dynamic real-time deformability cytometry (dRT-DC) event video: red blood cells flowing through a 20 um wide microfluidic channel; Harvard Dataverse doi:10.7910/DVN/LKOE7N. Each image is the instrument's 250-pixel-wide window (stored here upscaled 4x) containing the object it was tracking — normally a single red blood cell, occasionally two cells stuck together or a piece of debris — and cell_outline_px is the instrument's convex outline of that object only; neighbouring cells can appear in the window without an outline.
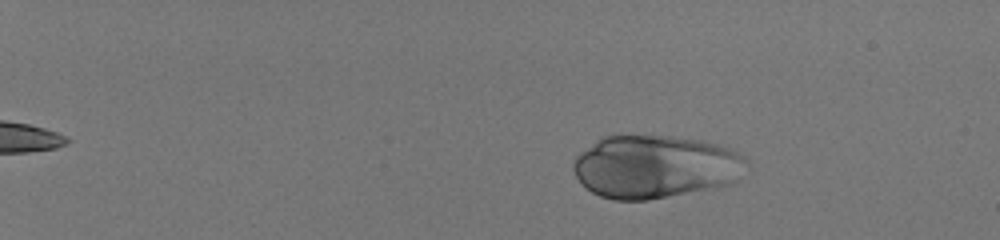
{"species": "human", "species_latin": "Homo sapiens", "temperature_condition": "room temperature", "stored_images_in_passage": 47, "camera_frame_rate_fps": 3000, "um_per_image_px": 0.085, "donor": {"sex": "male"}, "frame": {"image": 1, "passage_image": 2, "time_ms": 0.333, "image_size_px": [1000, 240], "cell_outline_px": [[748, 164], [736, 180], [732, 184], [648, 200], [612, 200], [600, 196], [584, 188], [576, 176], [572, 168], [572, 164], [576, 156], [580, 152], [596, 140], [604, 136], [672, 136], [700, 140], [716, 144], [728, 148], [744, 156], [748, 160]], "centroid_in_image_um": [55.66, 14.17], "position_along_channel_um": 29.3, "area_um2": 63.7}}
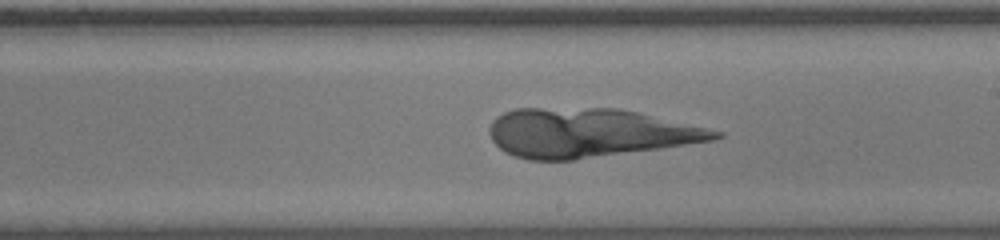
{"frame": {"image": 2, "passage_image": 29, "time_ms": 9.333, "image_size_px": [1000, 240], "cell_outline_px": [[724, 136], [712, 140], [660, 148], [572, 160], [528, 160], [512, 156], [504, 152], [492, 140], [488, 132], [488, 128], [492, 120], [496, 116], [504, 112], [516, 108], [616, 108], [636, 112], [724, 132]], "centroid_in_image_um": [49.98, 11.29], "position_along_channel_um": 239.0, "area_um2": 63.98}}
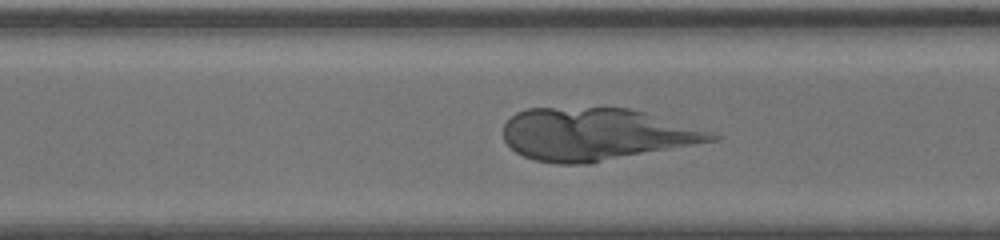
{"frame": {"image": 3, "passage_image": 35, "time_ms": 11.333, "image_size_px": [1000, 240], "cell_outline_px": [[720, 136], [716, 140], [592, 164], [556, 164], [536, 160], [524, 156], [516, 152], [504, 140], [504, 124], [516, 112], [528, 108], [628, 108], [644, 112], [712, 132]], "centroid_in_image_um": [50.62, 11.43], "position_along_channel_um": 320.0, "area_um2": 63.29}}